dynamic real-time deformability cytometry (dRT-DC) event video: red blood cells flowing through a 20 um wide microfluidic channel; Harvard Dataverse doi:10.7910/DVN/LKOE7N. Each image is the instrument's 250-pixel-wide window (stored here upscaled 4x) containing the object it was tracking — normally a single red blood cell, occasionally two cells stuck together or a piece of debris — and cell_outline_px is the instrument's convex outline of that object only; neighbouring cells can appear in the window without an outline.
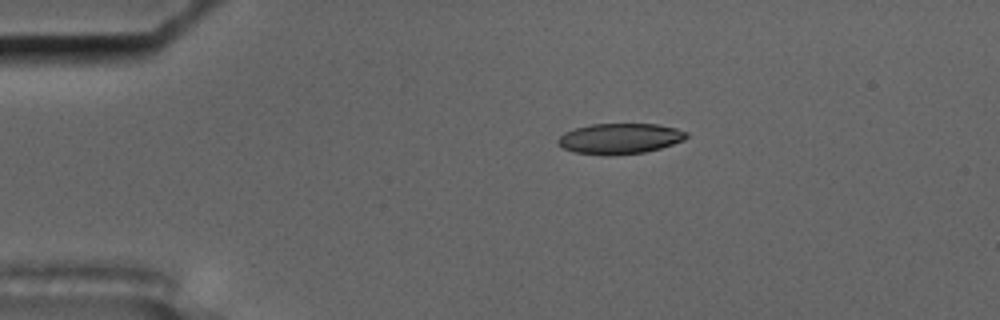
{"species": "common noctule bat (a hibernating species)", "species_latin": "Nyctalus noctula", "temperature_condition": "cold", "stored_images_in_passage": 56, "camera_frame_rate_fps": 3000, "um_per_image_px": 0.085, "animal": {"sex": "male", "body_mass_g": 17.5, "forearm_length_mm": 52.3}, "frame": {"image": 1, "passage_image": 11, "time_ms": 3.333, "image_size_px": [1000, 320], "cell_outline_px": [[688, 136], [684, 140], [660, 148], [644, 152], [604, 156], [576, 152], [564, 148], [556, 144], [556, 140], [564, 132], [576, 128], [592, 124], [656, 124], [676, 128], [688, 132]], "centroid_in_image_um": [52.67, 11.78], "position_along_channel_um": 32.3, "area_um2": 22.89}}
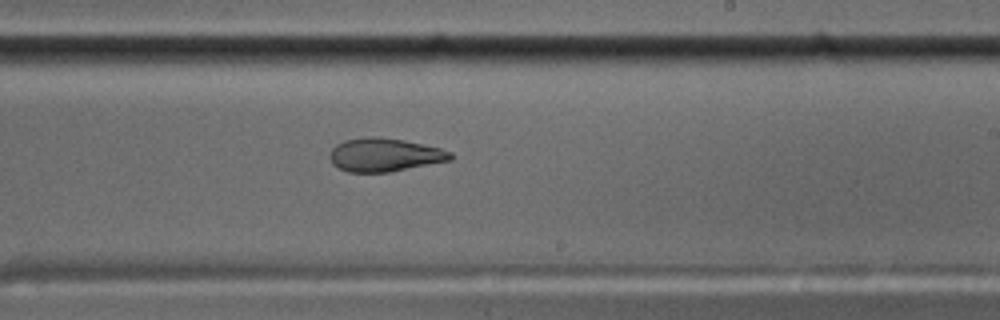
{"frame": {"image": 2, "passage_image": 34, "time_ms": 11.0, "image_size_px": [1000, 320], "cell_outline_px": [[452, 160], [388, 172], [348, 172], [332, 164], [328, 156], [332, 148], [336, 144], [344, 140], [364, 136], [372, 136], [404, 140], [440, 148], [452, 152]], "centroid_in_image_um": [32.65, 13.15], "position_along_channel_um": 256.3, "area_um2": 23.52}}
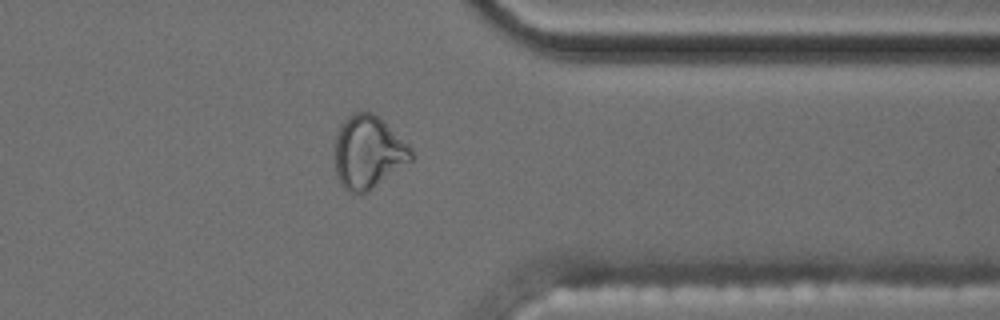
{"frame": {"image": 3, "passage_image": 45, "time_ms": 14.667, "image_size_px": [1000, 320], "cell_outline_px": [[412, 160], [368, 192], [348, 192], [340, 184], [336, 176], [336, 132], [340, 124], [352, 112], [372, 112], [384, 120], [412, 148]], "centroid_in_image_um": [31.3, 12.92], "position_along_channel_um": 380.1, "area_um2": 32.48}, "authors_computed_cell_mechanics": {"area_um2": 24.0159, "velocity_mm_per_s": 3.5512, "shape_relaxation_time_tau1_ms": null, "shape_relaxation_time_tau2_ms": 2.6291, "deformation_change_tau1": null, "deformation_change_tau2": 0.0926}}